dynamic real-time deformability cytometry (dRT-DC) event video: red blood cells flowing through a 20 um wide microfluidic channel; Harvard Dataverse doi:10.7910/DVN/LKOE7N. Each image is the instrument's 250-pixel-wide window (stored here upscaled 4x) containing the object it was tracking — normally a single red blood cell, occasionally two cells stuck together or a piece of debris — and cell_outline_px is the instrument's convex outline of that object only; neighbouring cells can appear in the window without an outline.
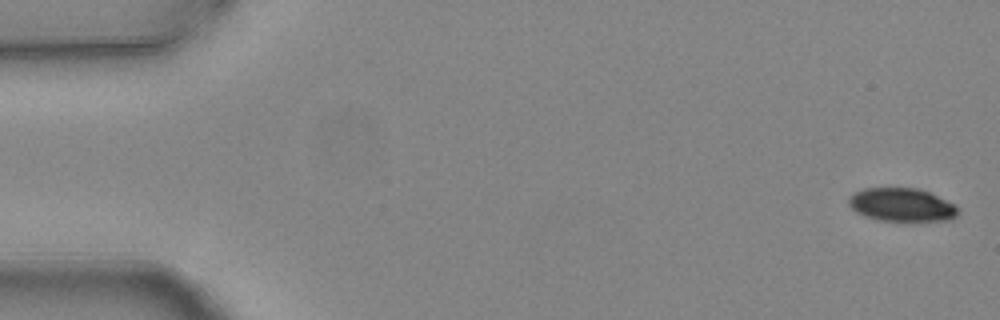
{"species": "common noctule bat (a hibernating species)", "species_latin": "Nyctalus noctula", "temperature_condition": "warm", "stored_images_in_passage": 5, "camera_frame_rate_fps": 3000, "um_per_image_px": 0.085, "animal": {"sex": "female", "body_mass_g": 24.6, "forearm_length_mm": 56.2}, "frame": {"image": 1, "passage_image": 1, "time_ms": 0.0, "image_size_px": [1000, 320], "cell_outline_px": [[960, 212], [952, 220], [876, 220], [864, 216], [856, 212], [848, 204], [848, 196], [864, 188], [916, 188], [928, 192], [956, 204]], "centroid_in_image_um": [76.65, 17.41], "position_along_channel_um": 8.4, "area_um2": 21.21}}
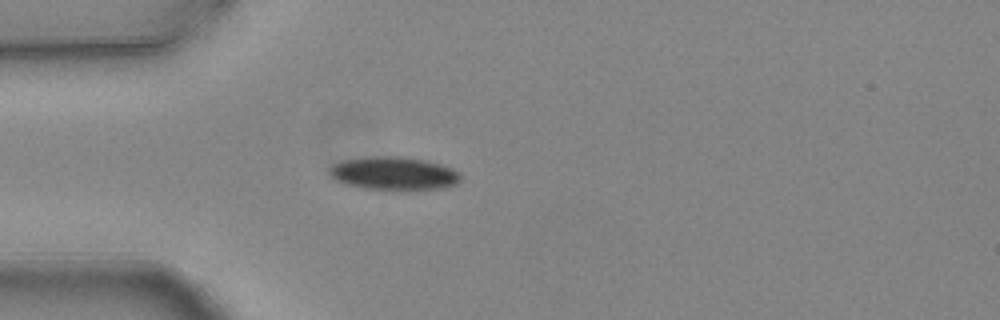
{"frame": {"image": 2, "passage_image": 5, "time_ms": 1.333, "image_size_px": [1000, 320], "cell_outline_px": [[460, 180], [456, 184], [440, 188], [396, 192], [392, 192], [364, 188], [348, 184], [336, 180], [328, 172], [328, 168], [332, 164], [340, 160], [372, 156], [400, 156], [424, 160], [440, 164], [452, 168], [460, 172]], "centroid_in_image_um": [33.46, 14.76], "position_along_channel_um": 51.5, "area_um2": 26.01}}